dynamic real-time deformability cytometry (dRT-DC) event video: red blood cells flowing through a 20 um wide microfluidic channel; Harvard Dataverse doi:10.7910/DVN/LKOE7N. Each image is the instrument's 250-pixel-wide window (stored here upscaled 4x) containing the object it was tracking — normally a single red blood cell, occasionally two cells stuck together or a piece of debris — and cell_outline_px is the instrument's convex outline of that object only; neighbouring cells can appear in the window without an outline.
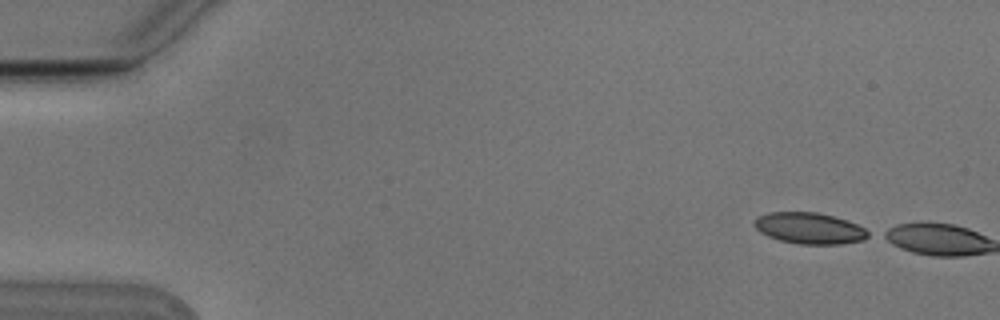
{"species": "Egyptian fruit bat (a non-hibernating species)", "species_latin": "Rousettus aegyptiacus", "temperature_condition": "cold", "stored_images_in_passage": 2, "camera_frame_rate_fps": 3000, "um_per_image_px": 0.085, "animal": {"sex": "male"}, "frame": {"image": 1, "passage_image": 1, "time_ms": 0.0, "image_size_px": [1000, 320], "cell_outline_px": [[872, 236], [864, 240], [840, 244], [800, 244], [780, 240], [768, 236], [760, 232], [752, 224], [752, 220], [756, 216], [768, 212], [816, 212], [848, 220], [872, 232]], "centroid_in_image_um": [68.81, 19.4], "position_along_channel_um": 16.2, "area_um2": 21.04}}